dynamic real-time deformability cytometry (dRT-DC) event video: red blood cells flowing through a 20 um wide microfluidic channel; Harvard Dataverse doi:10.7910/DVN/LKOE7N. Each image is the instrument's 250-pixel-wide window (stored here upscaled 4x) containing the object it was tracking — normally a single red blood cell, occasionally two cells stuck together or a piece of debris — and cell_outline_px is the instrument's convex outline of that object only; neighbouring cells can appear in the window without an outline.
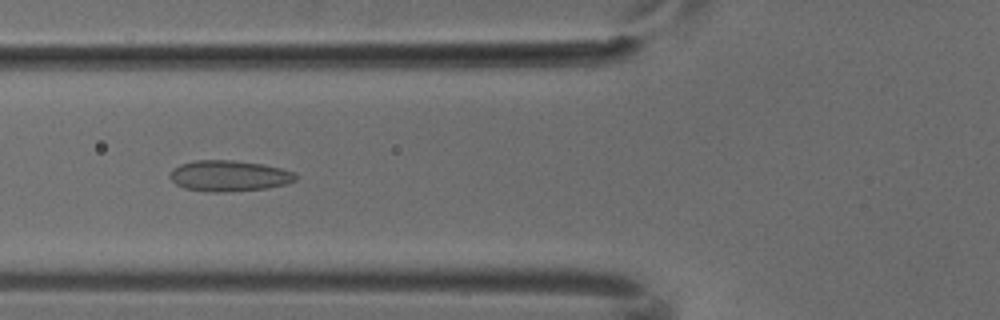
{"species": "common noctule bat (a hibernating species)", "species_latin": "Nyctalus noctula", "temperature_condition": "cold", "stored_images_in_passage": 5, "camera_frame_rate_fps": 3000, "um_per_image_px": 0.085, "animal": {"sex": "male", "body_mass_g": 18.8}, "frame": {"image": 1, "passage_image": 3, "time_ms": 0.667, "image_size_px": [1000, 320], "cell_outline_px": [[296, 180], [288, 184], [268, 188], [224, 192], [208, 192], [184, 188], [176, 184], [168, 176], [172, 168], [180, 164], [196, 160], [232, 160], [260, 164], [280, 168], [296, 172]], "centroid_in_image_um": [19.46, 14.95], "position_along_channel_um": 106.3, "area_um2": 22.77}}
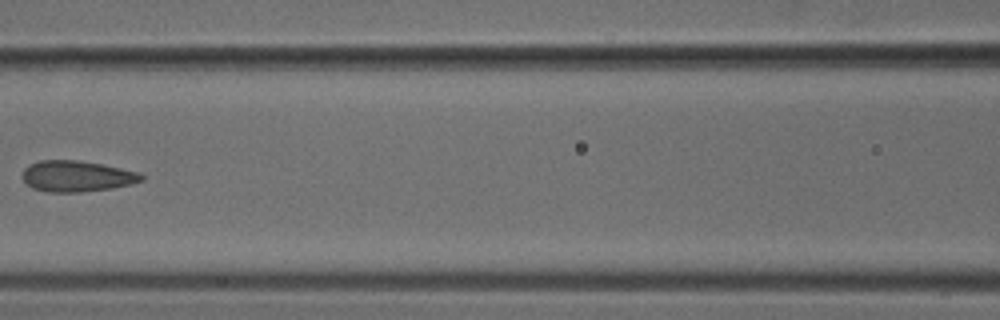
{"frame": {"image": 2, "passage_image": 4, "time_ms": 1.0, "image_size_px": [1000, 320], "cell_outline_px": [[144, 180], [132, 184], [112, 188], [80, 192], [48, 192], [32, 188], [20, 176], [24, 168], [40, 160], [76, 160], [100, 164], [140, 172], [144, 176]], "centroid_in_image_um": [6.53, 14.98], "position_along_channel_um": 160.1, "area_um2": 21.5}}
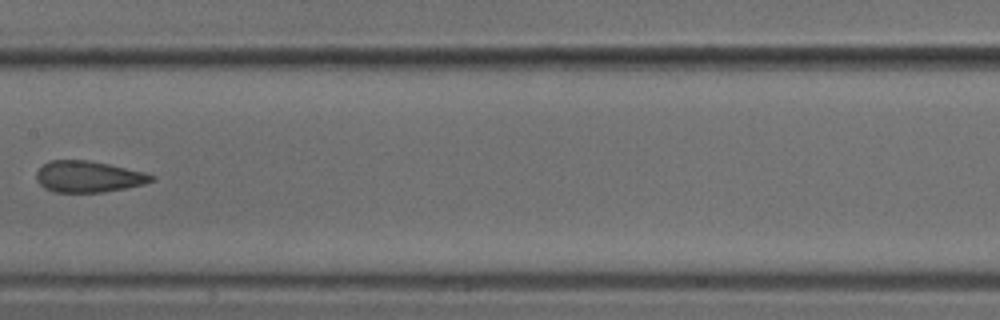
{"frame": {"image": 3, "passage_image": 5, "time_ms": 1.333, "image_size_px": [1000, 320], "cell_outline_px": [[156, 180], [144, 184], [124, 188], [100, 192], [52, 192], [44, 188], [36, 180], [36, 172], [44, 164], [52, 160], [88, 160], [108, 164], [144, 172], [156, 176]], "centroid_in_image_um": [7.51, 15.02], "position_along_channel_um": 199.9, "area_um2": 20.92}}